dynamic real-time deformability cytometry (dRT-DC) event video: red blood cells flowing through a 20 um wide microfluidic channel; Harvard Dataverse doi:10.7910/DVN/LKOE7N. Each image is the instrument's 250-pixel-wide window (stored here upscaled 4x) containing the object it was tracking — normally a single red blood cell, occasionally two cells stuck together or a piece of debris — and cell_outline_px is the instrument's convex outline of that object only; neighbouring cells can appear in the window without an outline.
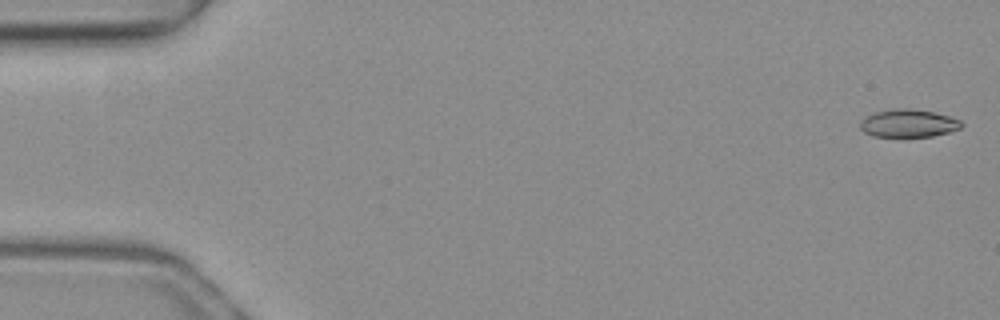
{"species": "common noctule bat (a hibernating species)", "species_latin": "Nyctalus noctula", "temperature_condition": "warm", "stored_images_in_passage": 47, "camera_frame_rate_fps": 3000, "um_per_image_px": 0.085, "animal": {"sex": "female", "body_mass_g": 19.3, "forearm_length_mm": 54.1}, "frame": {"image": 1, "passage_image": 1, "time_ms": 0.0, "image_size_px": [1000, 320], "cell_outline_px": [[964, 124], [960, 128], [948, 132], [932, 136], [908, 140], [900, 140], [872, 136], [864, 132], [860, 128], [860, 120], [864, 116], [876, 112], [896, 108], [908, 108], [932, 112], [948, 116], [960, 120]], "centroid_in_image_um": [77.15, 10.54], "position_along_channel_um": 7.8, "area_um2": 17.28}}
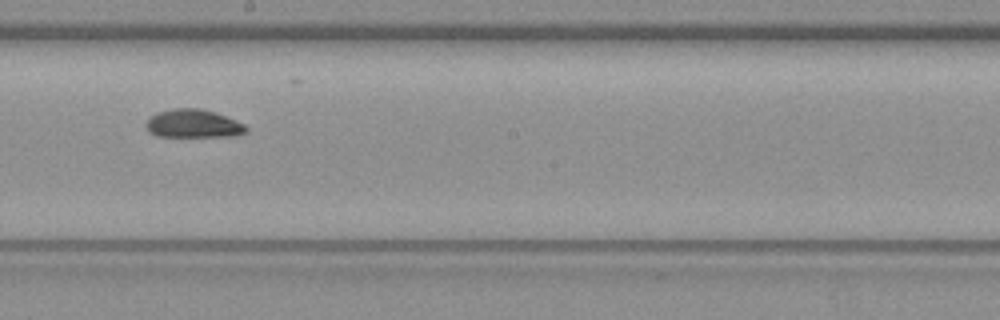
{"frame": {"image": 2, "passage_image": 29, "time_ms": 9.333, "image_size_px": [1000, 320], "cell_outline_px": [[248, 128], [244, 132], [236, 136], [156, 136], [148, 132], [144, 124], [156, 112], [172, 108], [200, 108], [216, 112], [236, 120], [244, 124]], "centroid_in_image_um": [16.4, 10.5], "position_along_channel_um": 231.8, "area_um2": 16.59}}
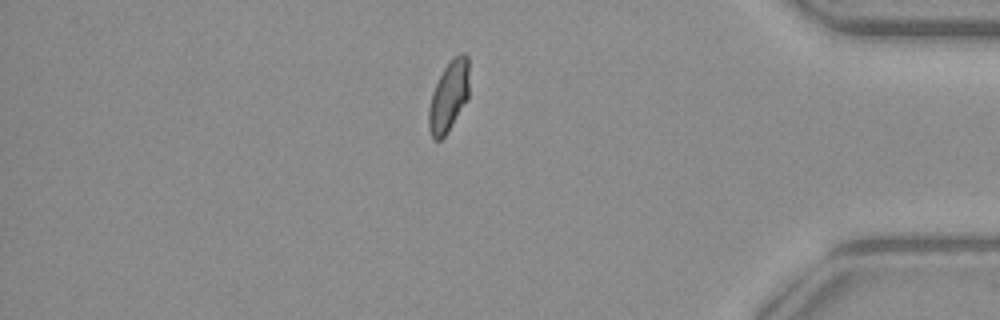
{"frame": {"image": 3, "passage_image": 44, "time_ms": 14.333, "image_size_px": [1000, 320], "cell_outline_px": [[468, 96], [448, 132], [440, 140], [432, 140], [428, 128], [428, 108], [432, 92], [444, 68], [452, 56], [460, 52], [464, 52], [468, 56]], "centroid_in_image_um": [38.12, 8.17], "position_along_channel_um": 397.1, "area_um2": 16.7}, "authors_computed_cell_mechanics": {"area_um2": 16.8198, "velocity_mm_per_s": 3.9852, "shape_relaxation_time_tau1_ms": 8.5486, "shape_relaxation_time_tau2_ms": null, "deformation_change_tau1": 0.2532, "deformation_change_tau2": null}}